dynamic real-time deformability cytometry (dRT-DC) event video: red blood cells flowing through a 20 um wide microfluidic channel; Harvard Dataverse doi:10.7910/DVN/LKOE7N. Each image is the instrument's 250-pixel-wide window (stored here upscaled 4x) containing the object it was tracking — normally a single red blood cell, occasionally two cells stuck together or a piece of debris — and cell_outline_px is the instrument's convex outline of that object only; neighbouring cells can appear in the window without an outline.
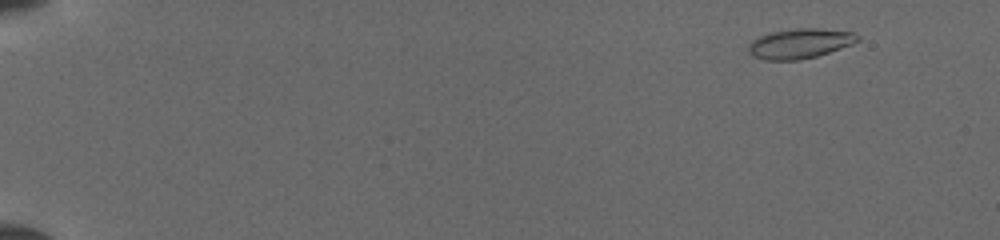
{"species": "common noctule bat (a hibernating species)", "species_latin": "Nyctalus noctula", "temperature_condition": "cold", "stored_images_in_passage": 23, "camera_frame_rate_fps": 3000, "um_per_image_px": 0.085, "animal": {"sex": "female", "body_mass_g": 19.5, "forearm_length_mm": 54.1}, "frame": {"image": 1, "passage_image": 3, "time_ms": 1.333, "image_size_px": [1000, 240], "cell_outline_px": [[860, 40], [852, 44], [816, 56], [800, 60], [764, 60], [752, 56], [748, 52], [748, 44], [752, 40], [760, 36], [772, 32], [792, 28], [820, 28], [852, 32], [860, 36]], "centroid_in_image_um": [67.97, 3.69], "position_along_channel_um": 17.0, "area_um2": 19.07}}
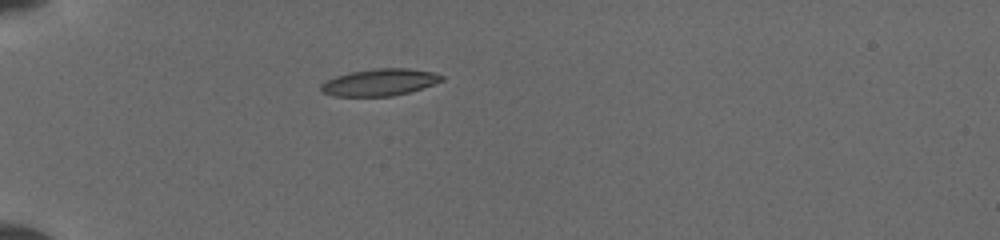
{"frame": {"image": 2, "passage_image": 17, "time_ms": 5.333, "image_size_px": [1000, 240], "cell_outline_px": [[444, 80], [408, 92], [392, 96], [336, 96], [320, 92], [320, 84], [336, 76], [352, 72], [376, 68], [408, 68], [432, 72], [444, 76]], "centroid_in_image_um": [32.25, 6.99], "position_along_channel_um": 52.8, "area_um2": 18.73}}
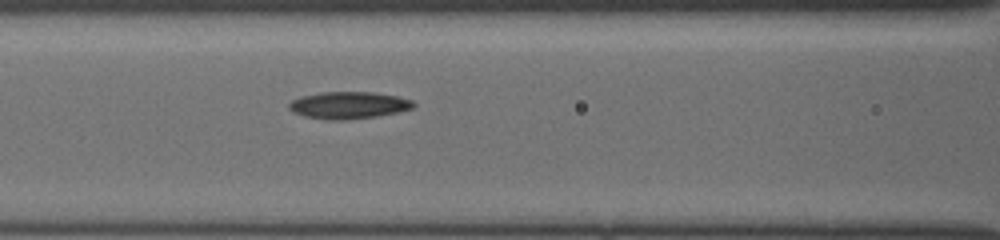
{"frame": {"image": 3, "passage_image": 23, "time_ms": 8.0, "image_size_px": [1000, 240], "cell_outline_px": [[416, 104], [412, 108], [396, 112], [376, 116], [348, 120], [332, 120], [304, 116], [288, 108], [288, 104], [292, 100], [300, 96], [320, 92], [372, 92], [396, 96], [412, 100]], "centroid_in_image_um": [29.61, 8.93], "position_along_channel_um": 137.0, "area_um2": 19.48}}